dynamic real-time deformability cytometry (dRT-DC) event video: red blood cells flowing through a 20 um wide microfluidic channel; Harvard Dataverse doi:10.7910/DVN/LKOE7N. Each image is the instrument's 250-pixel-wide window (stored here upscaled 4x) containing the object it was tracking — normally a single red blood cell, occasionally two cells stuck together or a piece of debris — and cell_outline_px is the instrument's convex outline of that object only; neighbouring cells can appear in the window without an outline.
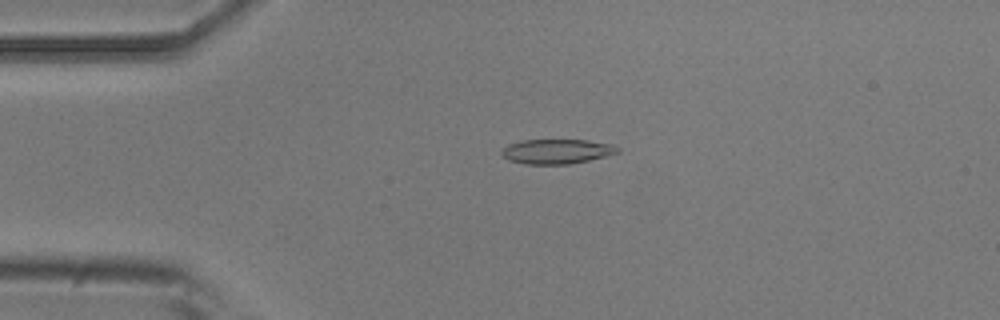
{"species": "common noctule bat (a hibernating species)", "species_latin": "Nyctalus noctula", "temperature_condition": "room temperature", "stored_images_in_passage": 50, "camera_frame_rate_fps": 3000, "um_per_image_px": 0.085, "animal": {"sex": "male", "body_mass_g": 20.5, "forearm_length_mm": 52.5}, "frame": {"image": 1, "passage_image": 11, "time_ms": 3.333, "image_size_px": [1000, 320], "cell_outline_px": [[620, 152], [588, 160], [568, 164], [524, 164], [508, 160], [500, 152], [508, 144], [524, 140], [588, 140], [612, 144], [620, 148]], "centroid_in_image_um": [47.33, 12.87], "position_along_channel_um": 37.7, "area_um2": 16.59}}
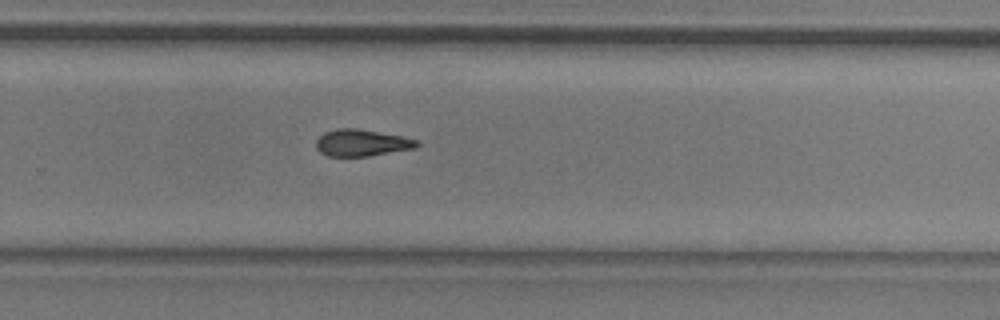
{"frame": {"image": 2, "passage_image": 33, "time_ms": 10.667, "image_size_px": [1000, 320], "cell_outline_px": [[420, 144], [416, 148], [368, 156], [328, 156], [320, 152], [316, 148], [316, 140], [324, 132], [336, 128], [360, 128], [420, 140]], "centroid_in_image_um": [30.75, 12.13], "position_along_channel_um": 299.0, "area_um2": 15.84}}
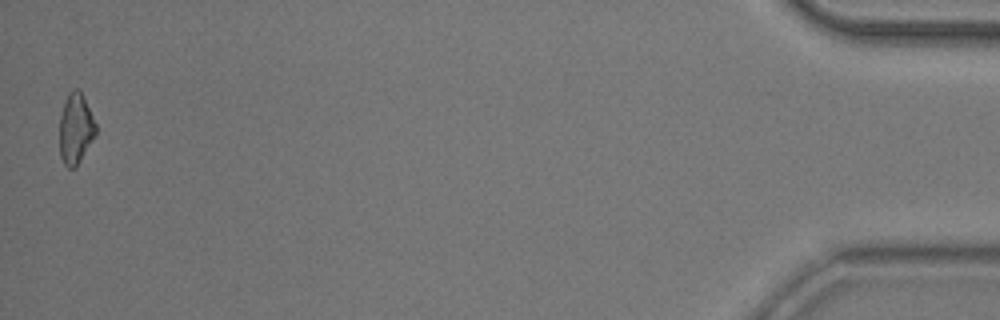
{"frame": {"image": 3, "passage_image": 50, "time_ms": 16.333, "image_size_px": [1000, 320], "cell_outline_px": [[96, 136], [76, 168], [68, 168], [64, 164], [60, 156], [60, 116], [68, 92], [76, 88], [80, 92], [96, 124]], "centroid_in_image_um": [6.43, 11.0], "position_along_channel_um": 428.8, "area_um2": 14.8}, "authors_computed_cell_mechanics": {"area_um2": 16.0684, "velocity_mm_per_s": 3.9653, "shape_relaxation_time_tau1_ms": 5.8732, "shape_relaxation_time_tau2_ms": null, "deformation_change_tau1": 0.1466, "deformation_change_tau2": null}}